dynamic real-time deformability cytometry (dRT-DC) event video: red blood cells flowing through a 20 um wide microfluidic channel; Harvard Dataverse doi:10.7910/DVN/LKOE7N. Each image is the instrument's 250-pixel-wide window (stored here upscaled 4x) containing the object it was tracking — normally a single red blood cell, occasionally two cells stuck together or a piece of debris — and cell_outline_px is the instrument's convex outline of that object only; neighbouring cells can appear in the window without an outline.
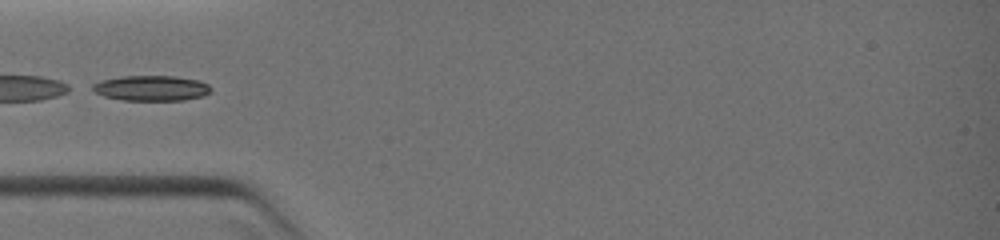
{"species": "common noctule bat (a hibernating species)", "species_latin": "Nyctalus noctula", "temperature_condition": "warm", "stored_images_in_passage": 8, "camera_frame_rate_fps": 3000, "um_per_image_px": 0.085, "animal": {"sex": "female", "body_mass_g": 19.0, "forearm_length_mm": 51.5}, "frame": {"image": 1, "passage_image": 6, "time_ms": 3.667, "image_size_px": [1000, 240], "cell_outline_px": [[212, 88], [204, 96], [184, 100], [124, 100], [104, 96], [96, 92], [92, 88], [92, 84], [100, 80], [120, 76], [176, 76], [200, 80], [208, 84]], "centroid_in_image_um": [12.88, 7.48], "position_along_channel_um": 72.1, "area_um2": 17.51}}